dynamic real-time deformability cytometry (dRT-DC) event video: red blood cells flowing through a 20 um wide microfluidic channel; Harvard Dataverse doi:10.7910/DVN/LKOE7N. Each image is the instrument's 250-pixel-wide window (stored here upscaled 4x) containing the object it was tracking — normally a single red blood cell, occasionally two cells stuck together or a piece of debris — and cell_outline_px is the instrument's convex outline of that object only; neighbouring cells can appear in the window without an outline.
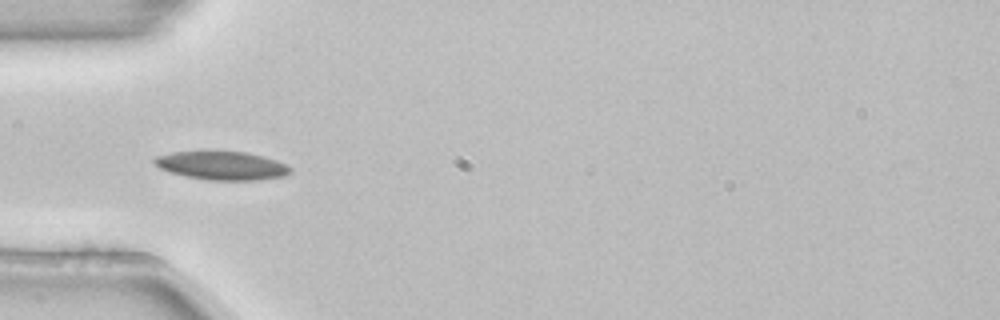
{"species": "common noctule bat (a hibernating species)", "species_latin": "Nyctalus noctula", "temperature_condition": "room temperature", "stored_images_in_passage": 3, "camera_frame_rate_fps": 3000, "um_per_image_px": 0.085, "animal": {"sex": "female", "body_mass_g": 22.7, "forearm_length_mm": 54.2}, "frame": {"image": 1, "passage_image": 3, "time_ms": 0.667, "image_size_px": [1000, 320], "cell_outline_px": [[292, 172], [284, 176], [260, 180], [208, 180], [188, 176], [172, 172], [160, 168], [152, 160], [156, 156], [172, 152], [244, 152], [276, 160], [288, 164], [292, 168]], "centroid_in_image_um": [18.92, 14.08], "position_along_channel_um": 66.1, "area_um2": 22.25}}